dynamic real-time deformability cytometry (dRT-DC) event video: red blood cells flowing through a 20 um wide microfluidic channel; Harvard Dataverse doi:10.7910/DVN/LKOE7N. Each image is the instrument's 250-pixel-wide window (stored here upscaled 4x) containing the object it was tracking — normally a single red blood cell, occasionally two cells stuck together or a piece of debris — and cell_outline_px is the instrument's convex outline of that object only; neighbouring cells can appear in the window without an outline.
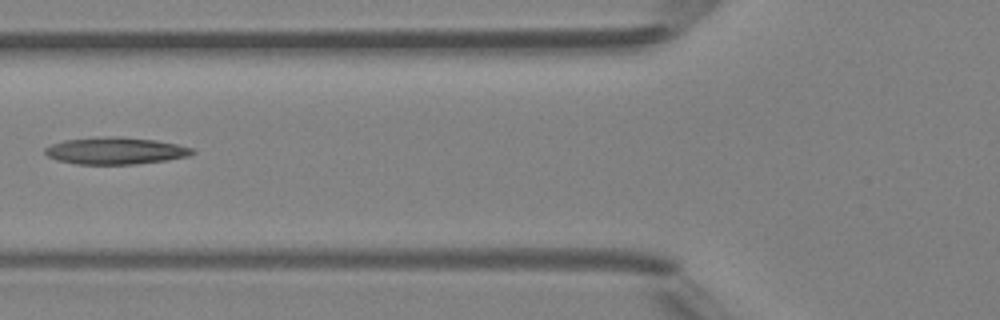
{"species": "Egyptian fruit bat (a non-hibernating species)", "species_latin": "Rousettus aegyptiacus", "temperature_condition": "room temperature", "stored_images_in_passage": 4, "camera_frame_rate_fps": 3000, "um_per_image_px": 0.085, "animal": {"sex": "female"}, "frame": {"image": 1, "passage_image": 4, "time_ms": 3.667, "image_size_px": [1000, 320], "cell_outline_px": [[196, 152], [188, 156], [168, 160], [136, 164], [76, 164], [56, 160], [48, 156], [44, 152], [44, 148], [52, 144], [64, 140], [116, 136], [156, 140], [176, 144], [192, 148]], "centroid_in_image_um": [9.82, 12.82], "position_along_channel_um": 116.0, "area_um2": 23.06}}